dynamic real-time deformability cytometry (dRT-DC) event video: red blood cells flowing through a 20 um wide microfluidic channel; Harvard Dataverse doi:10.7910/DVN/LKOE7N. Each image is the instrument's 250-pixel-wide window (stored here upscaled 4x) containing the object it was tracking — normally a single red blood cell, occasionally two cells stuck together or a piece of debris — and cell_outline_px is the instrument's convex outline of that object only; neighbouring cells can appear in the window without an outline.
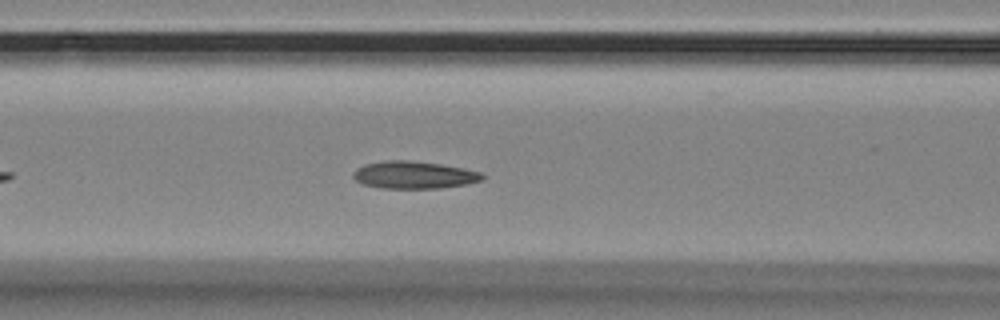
{"species": "Egyptian fruit bat (a non-hibernating species)", "species_latin": "Rousettus aegyptiacus", "temperature_condition": "room temperature", "stored_images_in_passage": 43, "camera_frame_rate_fps": 3000, "um_per_image_px": 0.085, "animal": {"sex": "female"}, "frame": {"image": 1, "passage_image": 12, "time_ms": 3.667, "image_size_px": [1000, 320], "cell_outline_px": [[484, 180], [468, 184], [440, 188], [380, 188], [364, 184], [356, 180], [352, 176], [352, 172], [356, 168], [364, 164], [388, 160], [408, 160], [440, 164], [464, 168], [480, 172], [484, 176]], "centroid_in_image_um": [35.19, 14.87], "position_along_channel_um": 131.4, "area_um2": 20.69}}
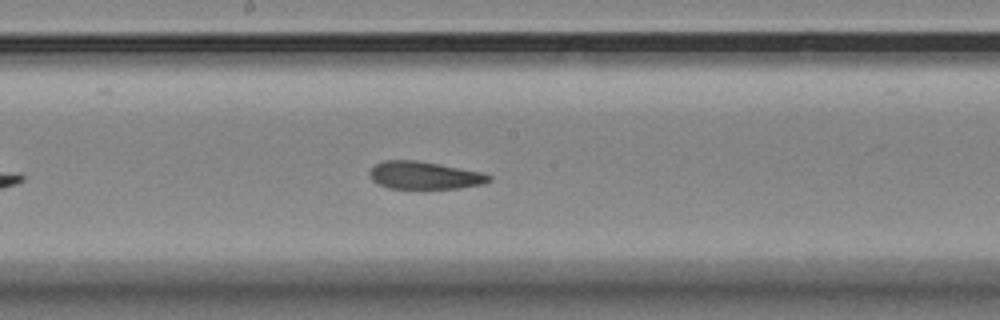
{"frame": {"image": 2, "passage_image": 19, "time_ms": 6.0, "image_size_px": [1000, 320], "cell_outline_px": [[492, 180], [484, 184], [456, 188], [388, 188], [376, 184], [372, 180], [368, 172], [376, 164], [384, 160], [416, 160], [440, 164], [480, 172], [492, 176]], "centroid_in_image_um": [36.05, 14.9], "position_along_channel_um": 212.1, "area_um2": 19.19}}
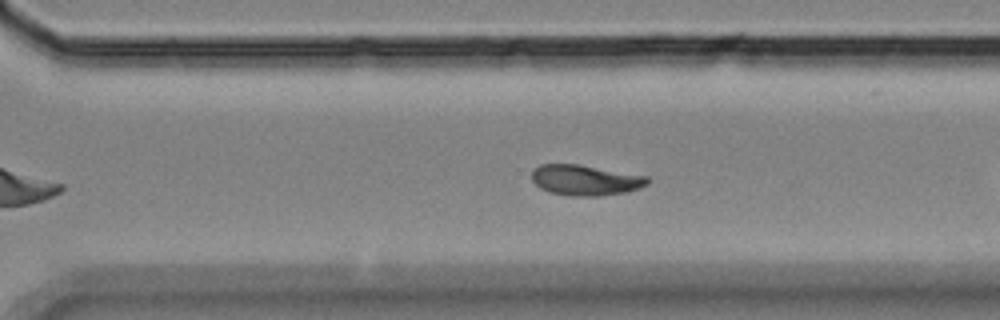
{"frame": {"image": 3, "passage_image": 25, "time_ms": 8.0, "image_size_px": [1000, 320], "cell_outline_px": [[652, 180], [648, 184], [640, 188], [624, 192], [600, 196], [568, 196], [548, 192], [540, 188], [532, 180], [532, 168], [540, 164], [580, 164], [648, 176]], "centroid_in_image_um": [49.76, 15.31], "position_along_channel_um": 320.8, "area_um2": 20.92}, "authors_computed_cell_mechanics": {"area_um2": 20.1144, "velocity_mm_per_s": 3.4873, "shape_relaxation_time_tau1_ms": 7.8152, "shape_relaxation_time_tau2_ms": 2.4094, "deformation_change_tau1": 0.1751, "deformation_change_tau2": 0.0608}}